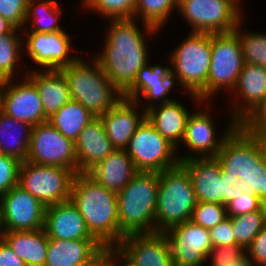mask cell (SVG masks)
I'll return each mask as SVG.
<instances>
[{"label": "cell", "instance_id": "cell-1", "mask_svg": "<svg viewBox=\"0 0 266 266\" xmlns=\"http://www.w3.org/2000/svg\"><path fill=\"white\" fill-rule=\"evenodd\" d=\"M110 22L103 52L95 59L123 94L133 84L137 72L148 63L147 46L134 18Z\"/></svg>", "mask_w": 266, "mask_h": 266}, {"label": "cell", "instance_id": "cell-2", "mask_svg": "<svg viewBox=\"0 0 266 266\" xmlns=\"http://www.w3.org/2000/svg\"><path fill=\"white\" fill-rule=\"evenodd\" d=\"M70 200L76 205L92 236L105 248L114 249L124 236L119 232L116 193L86 173H77Z\"/></svg>", "mask_w": 266, "mask_h": 266}, {"label": "cell", "instance_id": "cell-3", "mask_svg": "<svg viewBox=\"0 0 266 266\" xmlns=\"http://www.w3.org/2000/svg\"><path fill=\"white\" fill-rule=\"evenodd\" d=\"M159 173L138 172L118 193L119 232L123 235L155 233Z\"/></svg>", "mask_w": 266, "mask_h": 266}, {"label": "cell", "instance_id": "cell-4", "mask_svg": "<svg viewBox=\"0 0 266 266\" xmlns=\"http://www.w3.org/2000/svg\"><path fill=\"white\" fill-rule=\"evenodd\" d=\"M265 156L266 138L252 135L238 125L215 157L227 176L239 179L245 191L257 196V179Z\"/></svg>", "mask_w": 266, "mask_h": 266}, {"label": "cell", "instance_id": "cell-5", "mask_svg": "<svg viewBox=\"0 0 266 266\" xmlns=\"http://www.w3.org/2000/svg\"><path fill=\"white\" fill-rule=\"evenodd\" d=\"M93 60V65L90 66L78 58L60 70L67 79L70 98L78 101L95 117H99L123 96L105 75L100 63L96 59Z\"/></svg>", "mask_w": 266, "mask_h": 266}, {"label": "cell", "instance_id": "cell-6", "mask_svg": "<svg viewBox=\"0 0 266 266\" xmlns=\"http://www.w3.org/2000/svg\"><path fill=\"white\" fill-rule=\"evenodd\" d=\"M197 204L189 172L179 163L159 173L155 233L189 221Z\"/></svg>", "mask_w": 266, "mask_h": 266}, {"label": "cell", "instance_id": "cell-7", "mask_svg": "<svg viewBox=\"0 0 266 266\" xmlns=\"http://www.w3.org/2000/svg\"><path fill=\"white\" fill-rule=\"evenodd\" d=\"M211 33L192 32L171 55L172 77L179 80L194 100L207 89L211 63Z\"/></svg>", "mask_w": 266, "mask_h": 266}, {"label": "cell", "instance_id": "cell-8", "mask_svg": "<svg viewBox=\"0 0 266 266\" xmlns=\"http://www.w3.org/2000/svg\"><path fill=\"white\" fill-rule=\"evenodd\" d=\"M178 159L189 172L197 202L226 205L244 191L239 179L227 176L216 157L192 155Z\"/></svg>", "mask_w": 266, "mask_h": 266}, {"label": "cell", "instance_id": "cell-9", "mask_svg": "<svg viewBox=\"0 0 266 266\" xmlns=\"http://www.w3.org/2000/svg\"><path fill=\"white\" fill-rule=\"evenodd\" d=\"M211 50L207 89L199 96L202 102L222 88L233 90L236 86L244 65L238 26L232 32L211 33Z\"/></svg>", "mask_w": 266, "mask_h": 266}, {"label": "cell", "instance_id": "cell-10", "mask_svg": "<svg viewBox=\"0 0 266 266\" xmlns=\"http://www.w3.org/2000/svg\"><path fill=\"white\" fill-rule=\"evenodd\" d=\"M75 175L68 168L23 161L19 168L18 186L47 207L70 199Z\"/></svg>", "mask_w": 266, "mask_h": 266}, {"label": "cell", "instance_id": "cell-11", "mask_svg": "<svg viewBox=\"0 0 266 266\" xmlns=\"http://www.w3.org/2000/svg\"><path fill=\"white\" fill-rule=\"evenodd\" d=\"M239 0H178V10L198 33H228L241 23Z\"/></svg>", "mask_w": 266, "mask_h": 266}, {"label": "cell", "instance_id": "cell-12", "mask_svg": "<svg viewBox=\"0 0 266 266\" xmlns=\"http://www.w3.org/2000/svg\"><path fill=\"white\" fill-rule=\"evenodd\" d=\"M125 151L138 172L160 173L180 163L176 156L173 157L176 148L146 118L129 140Z\"/></svg>", "mask_w": 266, "mask_h": 266}, {"label": "cell", "instance_id": "cell-13", "mask_svg": "<svg viewBox=\"0 0 266 266\" xmlns=\"http://www.w3.org/2000/svg\"><path fill=\"white\" fill-rule=\"evenodd\" d=\"M26 161L68 168L77 174L75 142L65 137L49 122L32 128Z\"/></svg>", "mask_w": 266, "mask_h": 266}, {"label": "cell", "instance_id": "cell-14", "mask_svg": "<svg viewBox=\"0 0 266 266\" xmlns=\"http://www.w3.org/2000/svg\"><path fill=\"white\" fill-rule=\"evenodd\" d=\"M174 266H202L212 249L209 229L191 220L175 225L164 232Z\"/></svg>", "mask_w": 266, "mask_h": 266}, {"label": "cell", "instance_id": "cell-15", "mask_svg": "<svg viewBox=\"0 0 266 266\" xmlns=\"http://www.w3.org/2000/svg\"><path fill=\"white\" fill-rule=\"evenodd\" d=\"M113 251L129 266H174L164 233L126 235Z\"/></svg>", "mask_w": 266, "mask_h": 266}, {"label": "cell", "instance_id": "cell-16", "mask_svg": "<svg viewBox=\"0 0 266 266\" xmlns=\"http://www.w3.org/2000/svg\"><path fill=\"white\" fill-rule=\"evenodd\" d=\"M0 197L5 231L43 229L46 207L32 194L17 185Z\"/></svg>", "mask_w": 266, "mask_h": 266}, {"label": "cell", "instance_id": "cell-17", "mask_svg": "<svg viewBox=\"0 0 266 266\" xmlns=\"http://www.w3.org/2000/svg\"><path fill=\"white\" fill-rule=\"evenodd\" d=\"M11 80L0 88V109L8 116L32 127L47 122L35 84L27 75L22 83L12 85Z\"/></svg>", "mask_w": 266, "mask_h": 266}, {"label": "cell", "instance_id": "cell-18", "mask_svg": "<svg viewBox=\"0 0 266 266\" xmlns=\"http://www.w3.org/2000/svg\"><path fill=\"white\" fill-rule=\"evenodd\" d=\"M27 32V34H26ZM27 37V52L31 59L47 70H60L74 63L79 57H68L69 35L65 31L55 33L24 32Z\"/></svg>", "mask_w": 266, "mask_h": 266}, {"label": "cell", "instance_id": "cell-19", "mask_svg": "<svg viewBox=\"0 0 266 266\" xmlns=\"http://www.w3.org/2000/svg\"><path fill=\"white\" fill-rule=\"evenodd\" d=\"M43 229L48 239H95L70 199L46 207Z\"/></svg>", "mask_w": 266, "mask_h": 266}, {"label": "cell", "instance_id": "cell-20", "mask_svg": "<svg viewBox=\"0 0 266 266\" xmlns=\"http://www.w3.org/2000/svg\"><path fill=\"white\" fill-rule=\"evenodd\" d=\"M138 102L122 97L110 110L99 116L105 132L115 149H125L138 126L146 118L135 110Z\"/></svg>", "mask_w": 266, "mask_h": 266}, {"label": "cell", "instance_id": "cell-21", "mask_svg": "<svg viewBox=\"0 0 266 266\" xmlns=\"http://www.w3.org/2000/svg\"><path fill=\"white\" fill-rule=\"evenodd\" d=\"M208 112L200 110L197 113H191L186 122L185 134L182 142L189 149L200 157H215L226 137L239 125L234 119L225 135L222 138L216 139L214 122L211 120Z\"/></svg>", "mask_w": 266, "mask_h": 266}, {"label": "cell", "instance_id": "cell-22", "mask_svg": "<svg viewBox=\"0 0 266 266\" xmlns=\"http://www.w3.org/2000/svg\"><path fill=\"white\" fill-rule=\"evenodd\" d=\"M114 150L115 148L105 132L103 122L96 117L83 128L75 140L77 173H86Z\"/></svg>", "mask_w": 266, "mask_h": 266}, {"label": "cell", "instance_id": "cell-23", "mask_svg": "<svg viewBox=\"0 0 266 266\" xmlns=\"http://www.w3.org/2000/svg\"><path fill=\"white\" fill-rule=\"evenodd\" d=\"M171 69L172 68L166 66L162 67V65L150 66L147 63L137 72L133 84L122 96L137 102H139V96H143L147 101H151V99H160L162 104L173 101L172 99L166 98L169 90L174 87L173 84H175Z\"/></svg>", "mask_w": 266, "mask_h": 266}, {"label": "cell", "instance_id": "cell-24", "mask_svg": "<svg viewBox=\"0 0 266 266\" xmlns=\"http://www.w3.org/2000/svg\"><path fill=\"white\" fill-rule=\"evenodd\" d=\"M104 248L96 239H49L44 266H81Z\"/></svg>", "mask_w": 266, "mask_h": 266}, {"label": "cell", "instance_id": "cell-25", "mask_svg": "<svg viewBox=\"0 0 266 266\" xmlns=\"http://www.w3.org/2000/svg\"><path fill=\"white\" fill-rule=\"evenodd\" d=\"M137 173L125 149H115L86 172L98 184L115 193L121 191Z\"/></svg>", "mask_w": 266, "mask_h": 266}, {"label": "cell", "instance_id": "cell-26", "mask_svg": "<svg viewBox=\"0 0 266 266\" xmlns=\"http://www.w3.org/2000/svg\"><path fill=\"white\" fill-rule=\"evenodd\" d=\"M159 105V108L149 104L145 107L146 119L162 137L177 148V143L183 140L190 114L183 104L176 100Z\"/></svg>", "mask_w": 266, "mask_h": 266}, {"label": "cell", "instance_id": "cell-27", "mask_svg": "<svg viewBox=\"0 0 266 266\" xmlns=\"http://www.w3.org/2000/svg\"><path fill=\"white\" fill-rule=\"evenodd\" d=\"M242 95L245 102L240 108L235 107L234 119L238 124L247 117L265 98L266 96V68L244 63L242 71L238 77L235 88ZM246 105V106H245ZM237 108V109H236Z\"/></svg>", "mask_w": 266, "mask_h": 266}, {"label": "cell", "instance_id": "cell-28", "mask_svg": "<svg viewBox=\"0 0 266 266\" xmlns=\"http://www.w3.org/2000/svg\"><path fill=\"white\" fill-rule=\"evenodd\" d=\"M27 75L37 87L47 119L71 99L67 79L61 70L31 71Z\"/></svg>", "mask_w": 266, "mask_h": 266}, {"label": "cell", "instance_id": "cell-29", "mask_svg": "<svg viewBox=\"0 0 266 266\" xmlns=\"http://www.w3.org/2000/svg\"><path fill=\"white\" fill-rule=\"evenodd\" d=\"M3 240L27 266H44L49 239L44 229L5 231Z\"/></svg>", "mask_w": 266, "mask_h": 266}, {"label": "cell", "instance_id": "cell-30", "mask_svg": "<svg viewBox=\"0 0 266 266\" xmlns=\"http://www.w3.org/2000/svg\"><path fill=\"white\" fill-rule=\"evenodd\" d=\"M96 117L78 101L70 99L48 121L65 137L75 142L83 128Z\"/></svg>", "mask_w": 266, "mask_h": 266}, {"label": "cell", "instance_id": "cell-31", "mask_svg": "<svg viewBox=\"0 0 266 266\" xmlns=\"http://www.w3.org/2000/svg\"><path fill=\"white\" fill-rule=\"evenodd\" d=\"M32 126L28 123L18 121L8 116L0 109V152L18 158L20 161H26L29 150V144L32 133ZM14 129L20 131V137L17 134L8 143L5 141L7 135H12ZM12 131V132H11ZM18 133V135H19ZM26 133V134H25ZM14 134V133H13ZM11 138V136H9ZM8 138V137H7ZM22 138V139H21Z\"/></svg>", "mask_w": 266, "mask_h": 266}, {"label": "cell", "instance_id": "cell-32", "mask_svg": "<svg viewBox=\"0 0 266 266\" xmlns=\"http://www.w3.org/2000/svg\"><path fill=\"white\" fill-rule=\"evenodd\" d=\"M60 14L62 11L55 0H41V2L40 0H29L24 25L34 16L33 23L35 25H30L29 32L55 33L64 31L58 25ZM44 19L45 21H42Z\"/></svg>", "mask_w": 266, "mask_h": 266}, {"label": "cell", "instance_id": "cell-33", "mask_svg": "<svg viewBox=\"0 0 266 266\" xmlns=\"http://www.w3.org/2000/svg\"><path fill=\"white\" fill-rule=\"evenodd\" d=\"M174 7L178 8V0H136L133 18L141 14L145 31L153 35L163 27Z\"/></svg>", "mask_w": 266, "mask_h": 266}, {"label": "cell", "instance_id": "cell-34", "mask_svg": "<svg viewBox=\"0 0 266 266\" xmlns=\"http://www.w3.org/2000/svg\"><path fill=\"white\" fill-rule=\"evenodd\" d=\"M230 219L236 245L242 246L246 251L258 232L266 226V204L259 211L231 217Z\"/></svg>", "mask_w": 266, "mask_h": 266}, {"label": "cell", "instance_id": "cell-35", "mask_svg": "<svg viewBox=\"0 0 266 266\" xmlns=\"http://www.w3.org/2000/svg\"><path fill=\"white\" fill-rule=\"evenodd\" d=\"M239 26L240 23L238 24V37L241 42L244 63L266 68V34L239 33Z\"/></svg>", "mask_w": 266, "mask_h": 266}, {"label": "cell", "instance_id": "cell-36", "mask_svg": "<svg viewBox=\"0 0 266 266\" xmlns=\"http://www.w3.org/2000/svg\"><path fill=\"white\" fill-rule=\"evenodd\" d=\"M83 3L87 9H93L111 20L133 18L136 7V0H84Z\"/></svg>", "mask_w": 266, "mask_h": 266}, {"label": "cell", "instance_id": "cell-37", "mask_svg": "<svg viewBox=\"0 0 266 266\" xmlns=\"http://www.w3.org/2000/svg\"><path fill=\"white\" fill-rule=\"evenodd\" d=\"M18 29L14 28L10 33L0 35V70L11 79L14 68L20 59L19 52L23 44L21 37L16 35Z\"/></svg>", "mask_w": 266, "mask_h": 266}, {"label": "cell", "instance_id": "cell-38", "mask_svg": "<svg viewBox=\"0 0 266 266\" xmlns=\"http://www.w3.org/2000/svg\"><path fill=\"white\" fill-rule=\"evenodd\" d=\"M227 218L226 207L219 203L197 202L191 221L205 229L215 227Z\"/></svg>", "mask_w": 266, "mask_h": 266}, {"label": "cell", "instance_id": "cell-39", "mask_svg": "<svg viewBox=\"0 0 266 266\" xmlns=\"http://www.w3.org/2000/svg\"><path fill=\"white\" fill-rule=\"evenodd\" d=\"M244 250L240 245L212 247L208 258L212 256L211 266H255Z\"/></svg>", "mask_w": 266, "mask_h": 266}, {"label": "cell", "instance_id": "cell-40", "mask_svg": "<svg viewBox=\"0 0 266 266\" xmlns=\"http://www.w3.org/2000/svg\"><path fill=\"white\" fill-rule=\"evenodd\" d=\"M21 162L14 156L0 154V196L18 185Z\"/></svg>", "mask_w": 266, "mask_h": 266}, {"label": "cell", "instance_id": "cell-41", "mask_svg": "<svg viewBox=\"0 0 266 266\" xmlns=\"http://www.w3.org/2000/svg\"><path fill=\"white\" fill-rule=\"evenodd\" d=\"M265 204L256 196L247 191L238 192L236 198L225 205L227 217H236L242 214L259 211Z\"/></svg>", "mask_w": 266, "mask_h": 266}, {"label": "cell", "instance_id": "cell-42", "mask_svg": "<svg viewBox=\"0 0 266 266\" xmlns=\"http://www.w3.org/2000/svg\"><path fill=\"white\" fill-rule=\"evenodd\" d=\"M29 0H0V15L15 28L24 27Z\"/></svg>", "mask_w": 266, "mask_h": 266}, {"label": "cell", "instance_id": "cell-43", "mask_svg": "<svg viewBox=\"0 0 266 266\" xmlns=\"http://www.w3.org/2000/svg\"><path fill=\"white\" fill-rule=\"evenodd\" d=\"M239 125L252 135L266 138V96Z\"/></svg>", "mask_w": 266, "mask_h": 266}, {"label": "cell", "instance_id": "cell-44", "mask_svg": "<svg viewBox=\"0 0 266 266\" xmlns=\"http://www.w3.org/2000/svg\"><path fill=\"white\" fill-rule=\"evenodd\" d=\"M212 247H229L236 245L231 219L227 217L215 227L209 229Z\"/></svg>", "mask_w": 266, "mask_h": 266}, {"label": "cell", "instance_id": "cell-45", "mask_svg": "<svg viewBox=\"0 0 266 266\" xmlns=\"http://www.w3.org/2000/svg\"><path fill=\"white\" fill-rule=\"evenodd\" d=\"M246 250L253 265L266 266V226L258 232Z\"/></svg>", "mask_w": 266, "mask_h": 266}, {"label": "cell", "instance_id": "cell-46", "mask_svg": "<svg viewBox=\"0 0 266 266\" xmlns=\"http://www.w3.org/2000/svg\"><path fill=\"white\" fill-rule=\"evenodd\" d=\"M0 266H27L25 262L20 259L8 244L2 240L0 241Z\"/></svg>", "mask_w": 266, "mask_h": 266}, {"label": "cell", "instance_id": "cell-47", "mask_svg": "<svg viewBox=\"0 0 266 266\" xmlns=\"http://www.w3.org/2000/svg\"><path fill=\"white\" fill-rule=\"evenodd\" d=\"M257 197L266 204V156L263 158V169H259L257 179Z\"/></svg>", "mask_w": 266, "mask_h": 266}, {"label": "cell", "instance_id": "cell-48", "mask_svg": "<svg viewBox=\"0 0 266 266\" xmlns=\"http://www.w3.org/2000/svg\"><path fill=\"white\" fill-rule=\"evenodd\" d=\"M112 249L104 248L91 262L81 266H105Z\"/></svg>", "mask_w": 266, "mask_h": 266}, {"label": "cell", "instance_id": "cell-49", "mask_svg": "<svg viewBox=\"0 0 266 266\" xmlns=\"http://www.w3.org/2000/svg\"><path fill=\"white\" fill-rule=\"evenodd\" d=\"M15 27L0 15V35L10 33Z\"/></svg>", "mask_w": 266, "mask_h": 266}, {"label": "cell", "instance_id": "cell-50", "mask_svg": "<svg viewBox=\"0 0 266 266\" xmlns=\"http://www.w3.org/2000/svg\"><path fill=\"white\" fill-rule=\"evenodd\" d=\"M118 257V258H117ZM116 258V259H115ZM117 260H119V256L114 252V251H112L111 253H110V255H109V258H108V260L106 261V263H105V266H118V264H117ZM124 264L122 265L121 264V266H129V265H127L125 262H123Z\"/></svg>", "mask_w": 266, "mask_h": 266}, {"label": "cell", "instance_id": "cell-51", "mask_svg": "<svg viewBox=\"0 0 266 266\" xmlns=\"http://www.w3.org/2000/svg\"><path fill=\"white\" fill-rule=\"evenodd\" d=\"M4 233H5V229H4L3 216H2L1 205H0V241L3 240Z\"/></svg>", "mask_w": 266, "mask_h": 266}, {"label": "cell", "instance_id": "cell-52", "mask_svg": "<svg viewBox=\"0 0 266 266\" xmlns=\"http://www.w3.org/2000/svg\"><path fill=\"white\" fill-rule=\"evenodd\" d=\"M10 79L0 70V88H3Z\"/></svg>", "mask_w": 266, "mask_h": 266}]
</instances>
